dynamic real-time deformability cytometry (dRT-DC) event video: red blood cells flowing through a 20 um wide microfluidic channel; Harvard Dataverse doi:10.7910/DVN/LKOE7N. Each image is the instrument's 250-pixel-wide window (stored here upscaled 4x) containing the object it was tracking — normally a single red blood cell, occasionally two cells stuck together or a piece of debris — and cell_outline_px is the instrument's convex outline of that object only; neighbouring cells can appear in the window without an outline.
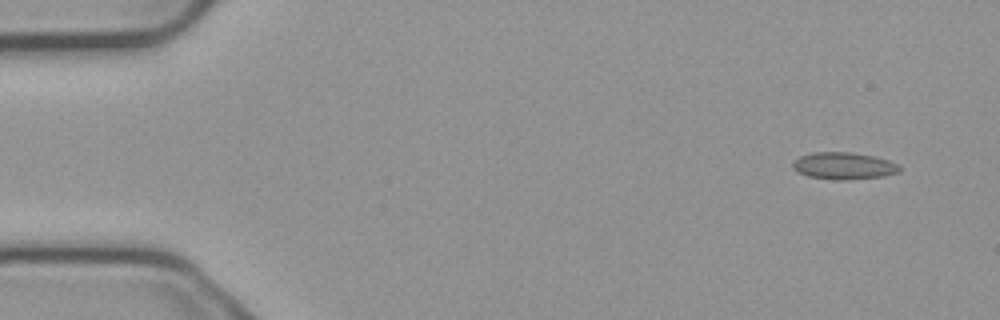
{"species": "common noctule bat (a hibernating species)", "species_latin": "Nyctalus noctula", "temperature_condition": "cold", "stored_images_in_passage": 6, "camera_frame_rate_fps": 3000, "um_per_image_px": 0.085, "animal": {"sex": "male", "body_mass_g": 23.1, "forearm_length_mm": 52.7}, "frame": {"image": 1, "passage_image": 1, "time_ms": 0.0, "image_size_px": [1000, 320], "cell_outline_px": [[900, 172], [884, 176], [848, 180], [836, 180], [808, 176], [792, 168], [792, 160], [800, 156], [812, 152], [848, 152], [872, 156], [888, 160], [900, 164]], "centroid_in_image_um": [71.72, 14.1], "position_along_channel_um": 13.3, "area_um2": 16.88}}
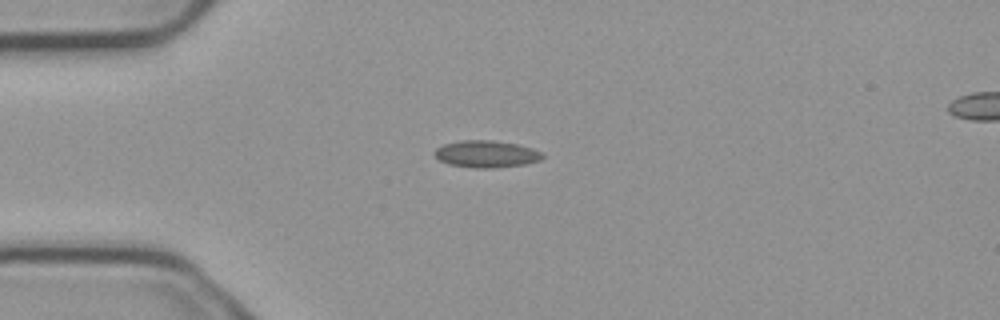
{"frame": {"image": 2, "passage_image": 4, "time_ms": 1.0, "image_size_px": [1000, 320], "cell_outline_px": [[544, 156], [540, 160], [524, 164], [492, 168], [476, 168], [448, 164], [440, 160], [432, 152], [436, 148], [444, 144], [460, 140], [492, 140], [516, 144], [532, 148], [544, 152]], "centroid_in_image_um": [41.33, 13.08], "position_along_channel_um": 43.7, "area_um2": 16.99}}
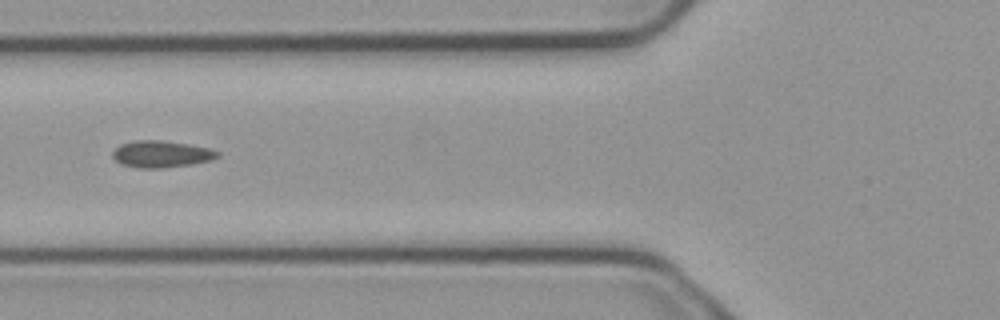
{"frame": {"image": 3, "passage_image": 6, "time_ms": 1.667, "image_size_px": [1000, 320], "cell_outline_px": [[220, 156], [212, 160], [192, 164], [164, 168], [136, 168], [120, 164], [112, 156], [112, 152], [120, 144], [140, 140], [160, 140], [188, 144], [208, 148], [220, 152]], "centroid_in_image_um": [13.72, 13.11], "position_along_channel_um": 112.1, "area_um2": 16.42}}